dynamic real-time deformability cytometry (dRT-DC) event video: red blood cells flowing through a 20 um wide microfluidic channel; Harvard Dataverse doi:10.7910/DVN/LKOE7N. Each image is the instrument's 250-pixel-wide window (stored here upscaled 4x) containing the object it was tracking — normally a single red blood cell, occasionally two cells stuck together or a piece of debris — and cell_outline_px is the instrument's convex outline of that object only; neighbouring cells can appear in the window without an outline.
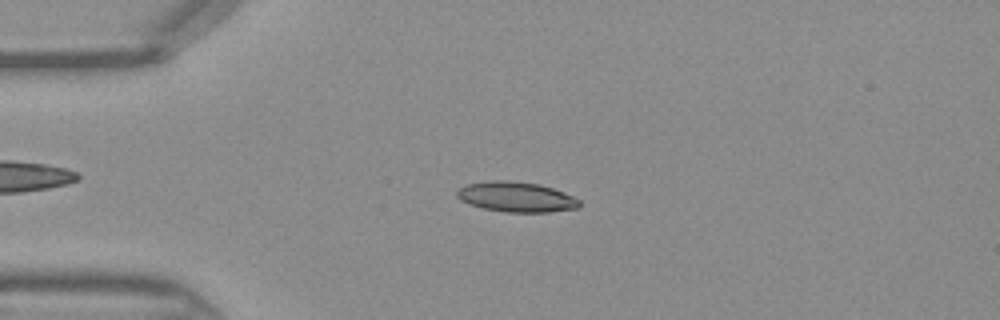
{"species": "Egyptian fruit bat (a non-hibernating species)", "species_latin": "Rousettus aegyptiacus", "temperature_condition": "warm", "stored_images_in_passage": 44, "camera_frame_rate_fps": 3000, "um_per_image_px": 0.085, "frame": {"image": 1, "passage_image": 10, "time_ms": 3.0, "image_size_px": [1000, 320], "cell_outline_px": [[580, 208], [548, 212], [508, 212], [484, 208], [460, 200], [456, 196], [456, 192], [464, 184], [492, 180], [508, 180], [540, 184], [564, 192], [580, 200]], "centroid_in_image_um": [43.89, 16.73], "position_along_channel_um": 41.1, "area_um2": 21.5}}
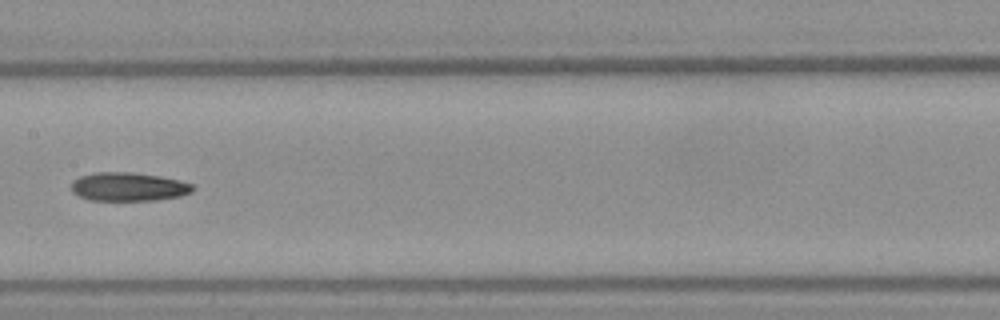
{"frame": {"image": 2, "passage_image": 22, "time_ms": 7.0, "image_size_px": [1000, 320], "cell_outline_px": [[196, 188], [192, 192], [180, 196], [156, 200], [88, 200], [72, 192], [72, 180], [80, 176], [96, 172], [132, 172], [160, 176], [180, 180], [192, 184]], "centroid_in_image_um": [10.94, 15.87], "position_along_channel_um": 196.5, "area_um2": 20.35}}
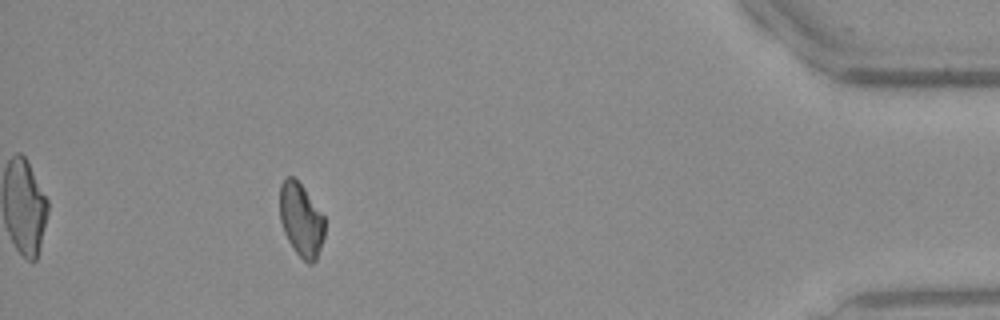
{"frame": {"image": 3, "passage_image": 40, "time_ms": 13.0, "image_size_px": [1000, 320], "cell_outline_px": [[324, 236], [316, 260], [312, 264], [308, 264], [292, 248], [284, 232], [280, 220], [280, 184], [288, 176], [292, 176], [304, 188], [324, 216]], "centroid_in_image_um": [25.59, 18.7], "position_along_channel_um": 409.6, "area_um2": 19.07}}